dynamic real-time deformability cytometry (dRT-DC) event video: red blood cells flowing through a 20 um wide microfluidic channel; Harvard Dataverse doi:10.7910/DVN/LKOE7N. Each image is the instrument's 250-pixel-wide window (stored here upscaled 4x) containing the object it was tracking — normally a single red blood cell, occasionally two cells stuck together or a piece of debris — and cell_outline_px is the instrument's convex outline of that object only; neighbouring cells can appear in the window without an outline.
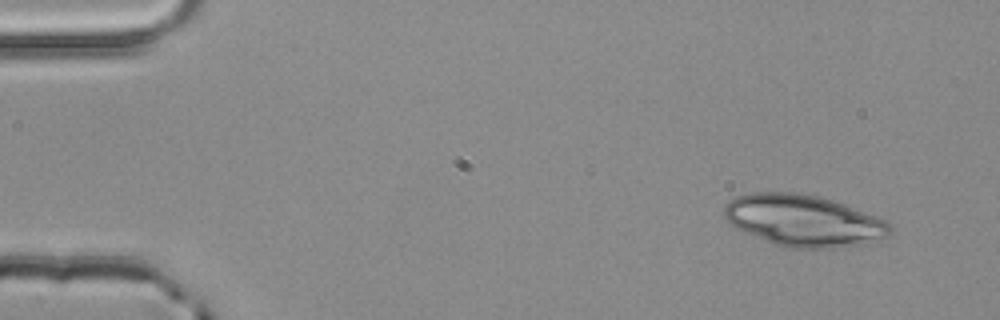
{"species": "common noctule bat (a hibernating species)", "species_latin": "Nyctalus noctula", "temperature_condition": "room temperature", "stored_images_in_passage": 3, "camera_frame_rate_fps": 3000, "um_per_image_px": 0.085, "animal": {"sex": "male", "body_mass_g": 20.4}, "frame": {"image": 1, "passage_image": 1, "time_ms": 0.0, "image_size_px": [1000, 320], "cell_outline_px": [[892, 232], [888, 236], [868, 244], [844, 248], [784, 248], [736, 228], [728, 224], [724, 220], [724, 204], [728, 200], [736, 196], [756, 192], [796, 192], [816, 196], [832, 200], [844, 204], [888, 220], [892, 224]], "centroid_in_image_um": [68.33, 18.76], "position_along_channel_um": 16.7, "area_um2": 50.58}}